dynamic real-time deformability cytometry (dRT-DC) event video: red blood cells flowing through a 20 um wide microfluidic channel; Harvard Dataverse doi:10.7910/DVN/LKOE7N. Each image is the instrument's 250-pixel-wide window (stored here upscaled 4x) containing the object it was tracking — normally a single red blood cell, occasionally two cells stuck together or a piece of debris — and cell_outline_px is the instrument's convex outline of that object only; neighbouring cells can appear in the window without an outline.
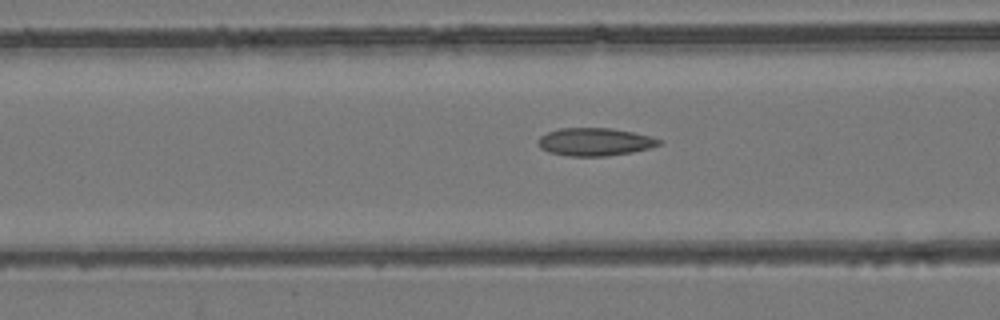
{"species": "common noctule bat (a hibernating species)", "species_latin": "Nyctalus noctula", "temperature_condition": "room temperature", "stored_images_in_passage": 46, "camera_frame_rate_fps": 3000, "um_per_image_px": 0.085, "animal": {"sex": "female", "body_mass_g": 24.6, "forearm_length_mm": 56.2}, "frame": {"image": 1, "passage_image": 14, "time_ms": 4.333, "image_size_px": [1000, 320], "cell_outline_px": [[664, 140], [660, 144], [648, 148], [632, 152], [608, 156], [568, 156], [548, 152], [540, 148], [536, 144], [536, 140], [540, 136], [548, 132], [560, 128], [612, 128], [652, 136]], "centroid_in_image_um": [50.54, 12.06], "position_along_channel_um": 116.1, "area_um2": 19.83}}
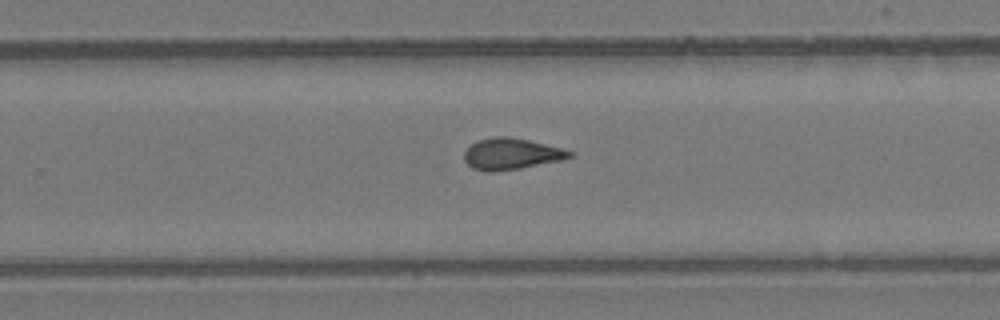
{"frame": {"image": 2, "passage_image": 27, "time_ms": 8.667, "image_size_px": [1000, 320], "cell_outline_px": [[572, 156], [560, 160], [520, 168], [492, 172], [488, 172], [472, 168], [464, 160], [464, 152], [472, 144], [480, 140], [492, 136], [508, 136], [528, 140], [560, 148], [572, 152]], "centroid_in_image_um": [43.41, 13.08], "position_along_channel_um": 286.4, "area_um2": 18.9}}
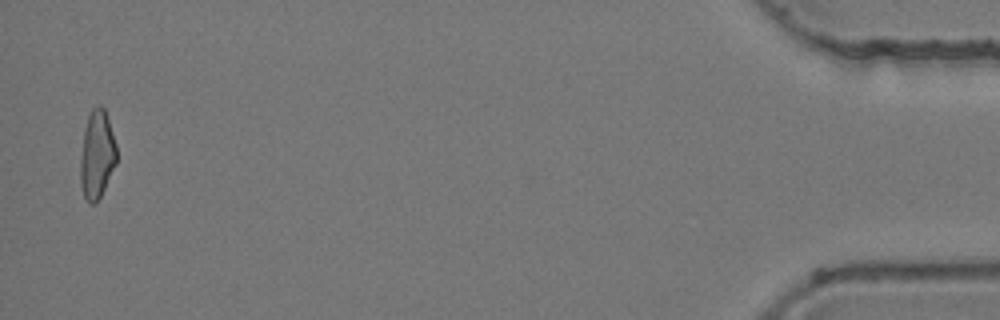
{"frame": {"image": 3, "passage_image": 45, "time_ms": 14.667, "image_size_px": [1000, 320], "cell_outline_px": [[116, 164], [96, 204], [88, 204], [84, 196], [80, 184], [80, 156], [84, 128], [88, 116], [92, 108], [100, 104], [104, 108], [116, 144]], "centroid_in_image_um": [8.22, 13.16], "position_along_channel_um": 427.0, "area_um2": 18.67}, "authors_computed_cell_mechanics": {"area_um2": 18.9295, "velocity_mm_per_s": 3.9282, "shape_relaxation_time_tau1_ms": null, "shape_relaxation_time_tau2_ms": 2.0452, "deformation_change_tau1": null, "deformation_change_tau2": 0.0986}}